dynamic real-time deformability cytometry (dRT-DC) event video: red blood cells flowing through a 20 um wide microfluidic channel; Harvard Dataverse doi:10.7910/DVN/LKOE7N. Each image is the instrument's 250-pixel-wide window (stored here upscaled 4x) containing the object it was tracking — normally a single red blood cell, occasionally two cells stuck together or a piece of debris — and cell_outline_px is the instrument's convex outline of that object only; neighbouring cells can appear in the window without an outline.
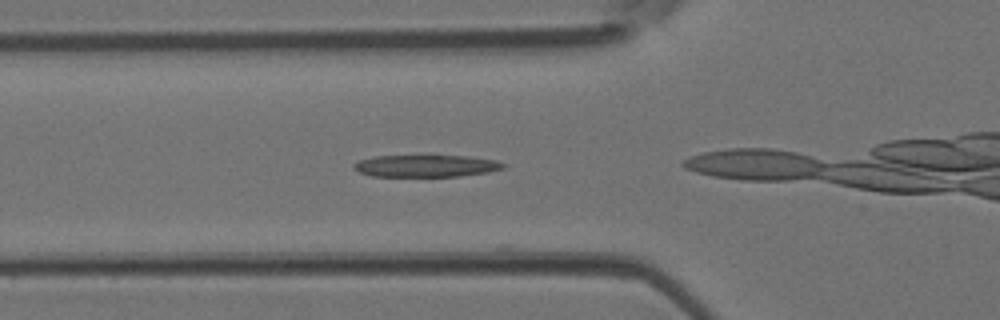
{"species": "Egyptian fruit bat (a non-hibernating species)", "species_latin": "Rousettus aegyptiacus", "temperature_condition": "room temperature", "stored_images_in_passage": 4, "camera_frame_rate_fps": 3000, "um_per_image_px": 0.085, "animal": {"sex": "female"}, "frame": {"image": 1, "passage_image": 2, "time_ms": 0.333, "image_size_px": [1000, 320], "cell_outline_px": [[508, 164], [504, 168], [488, 172], [460, 176], [372, 176], [360, 172], [352, 168], [352, 164], [356, 160], [372, 156], [468, 156], [496, 160]], "centroid_in_image_um": [36.19, 14.1], "position_along_channel_um": 89.6, "area_um2": 19.31}}